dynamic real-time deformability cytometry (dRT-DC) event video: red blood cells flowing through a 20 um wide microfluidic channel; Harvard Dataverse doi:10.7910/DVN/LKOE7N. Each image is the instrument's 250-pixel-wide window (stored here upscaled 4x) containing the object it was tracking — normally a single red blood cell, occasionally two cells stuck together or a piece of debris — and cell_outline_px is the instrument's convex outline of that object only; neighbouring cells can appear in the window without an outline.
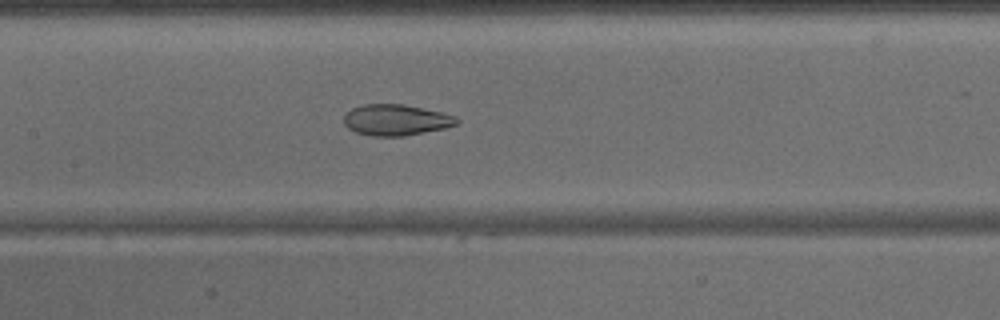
{"species": "common noctule bat (a hibernating species)", "species_latin": "Nyctalus noctula", "temperature_condition": "warm", "stored_images_in_passage": 45, "camera_frame_rate_fps": 3000, "um_per_image_px": 0.085, "animal": {"sex": "male", "body_mass_g": 15.6}, "frame": {"image": 1, "passage_image": 21, "time_ms": 6.667, "image_size_px": [1000, 320], "cell_outline_px": [[460, 120], [456, 124], [444, 128], [404, 136], [372, 136], [356, 132], [348, 128], [344, 124], [344, 116], [352, 108], [364, 104], [404, 104], [440, 112], [456, 116]], "centroid_in_image_um": [33.65, 10.19], "position_along_channel_um": 173.8, "area_um2": 20.29}}
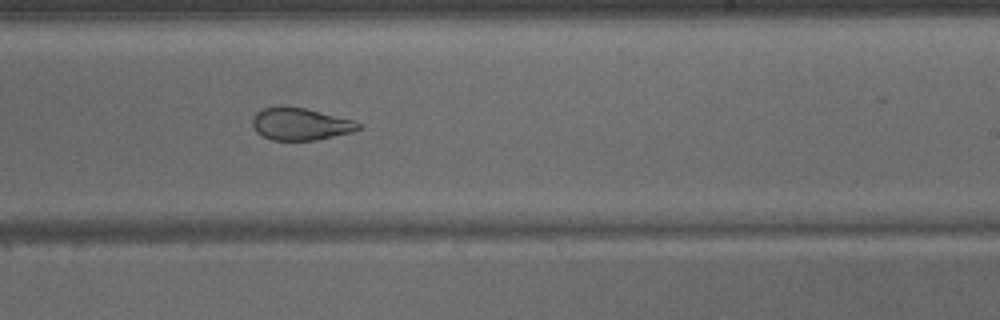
{"frame": {"image": 2, "passage_image": 27, "time_ms": 8.667, "image_size_px": [1000, 320], "cell_outline_px": [[360, 128], [352, 132], [316, 140], [272, 140], [256, 132], [252, 124], [252, 120], [256, 112], [264, 108], [280, 104], [304, 108], [356, 120], [360, 124]], "centroid_in_image_um": [25.52, 10.52], "position_along_channel_um": 263.5, "area_um2": 20.11}}
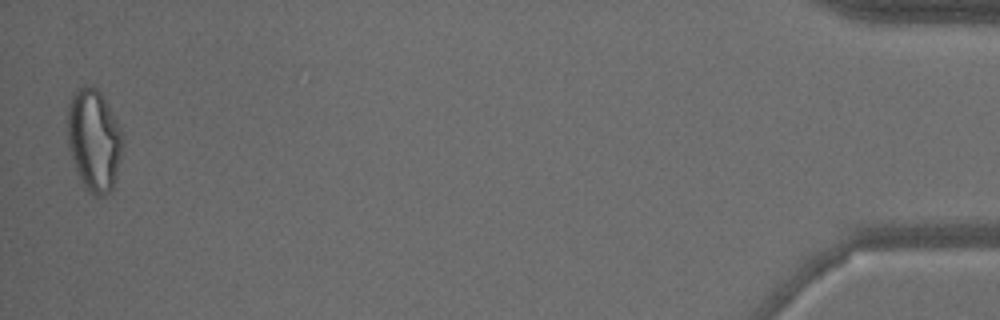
{"frame": {"image": 3, "passage_image": 44, "time_ms": 14.333, "image_size_px": [1000, 320], "cell_outline_px": [[124, 140], [120, 160], [116, 176], [112, 188], [104, 196], [96, 196], [88, 192], [76, 168], [68, 148], [68, 104], [72, 96], [84, 84], [96, 88], [100, 92], [112, 112], [120, 128]], "centroid_in_image_um": [8.0, 11.91], "position_along_channel_um": 427.2, "area_um2": 32.43}}